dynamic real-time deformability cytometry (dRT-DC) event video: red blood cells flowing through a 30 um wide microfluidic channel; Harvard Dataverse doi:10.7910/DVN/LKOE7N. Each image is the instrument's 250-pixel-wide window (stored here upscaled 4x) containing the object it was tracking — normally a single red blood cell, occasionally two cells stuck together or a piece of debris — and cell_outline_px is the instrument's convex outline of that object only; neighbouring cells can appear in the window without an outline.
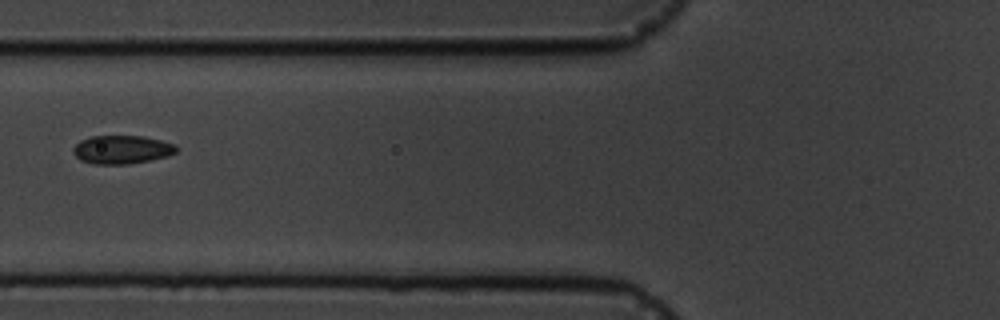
{"species": "common noctule bat (a hibernating species)", "species_latin": "Nyctalus noctula", "temperature_condition": "cold", "stored_images_in_passage": 4, "camera_frame_rate_fps": 3000, "um_per_image_px": 0.085, "animal": {"sex": "male", "body_mass_g": 19.5, "forearm_length_mm": 54.6}, "frame": {"image": 1, "passage_image": 4, "time_ms": 3.333, "image_size_px": [1000, 320], "cell_outline_px": [[176, 152], [168, 156], [128, 164], [92, 164], [80, 160], [72, 152], [72, 148], [80, 140], [92, 136], [144, 136], [176, 144]], "centroid_in_image_um": [10.33, 12.71], "position_along_channel_um": 115.5, "area_um2": 17.11}}